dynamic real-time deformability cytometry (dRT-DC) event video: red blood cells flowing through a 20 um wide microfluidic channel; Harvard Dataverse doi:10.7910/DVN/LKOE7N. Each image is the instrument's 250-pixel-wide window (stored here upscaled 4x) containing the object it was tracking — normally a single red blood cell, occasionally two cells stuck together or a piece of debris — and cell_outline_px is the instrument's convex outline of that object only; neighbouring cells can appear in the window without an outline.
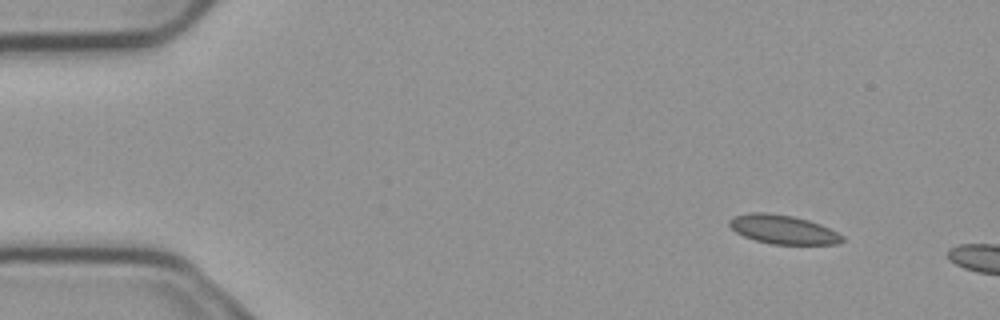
{"species": "common noctule bat (a hibernating species)", "species_latin": "Nyctalus noctula", "temperature_condition": "cold", "stored_images_in_passage": 2, "camera_frame_rate_fps": 3000, "um_per_image_px": 0.085, "animal": {"sex": "male", "body_mass_g": 23.1, "forearm_length_mm": 52.7}, "frame": {"image": 1, "passage_image": 1, "time_ms": 0.0, "image_size_px": [1000, 320], "cell_outline_px": [[844, 240], [840, 244], [772, 244], [756, 240], [744, 236], [736, 232], [728, 224], [728, 220], [732, 216], [748, 212], [768, 212], [792, 216], [808, 220], [820, 224], [844, 236]], "centroid_in_image_um": [66.53, 19.49], "position_along_channel_um": 18.5, "area_um2": 19.07}}